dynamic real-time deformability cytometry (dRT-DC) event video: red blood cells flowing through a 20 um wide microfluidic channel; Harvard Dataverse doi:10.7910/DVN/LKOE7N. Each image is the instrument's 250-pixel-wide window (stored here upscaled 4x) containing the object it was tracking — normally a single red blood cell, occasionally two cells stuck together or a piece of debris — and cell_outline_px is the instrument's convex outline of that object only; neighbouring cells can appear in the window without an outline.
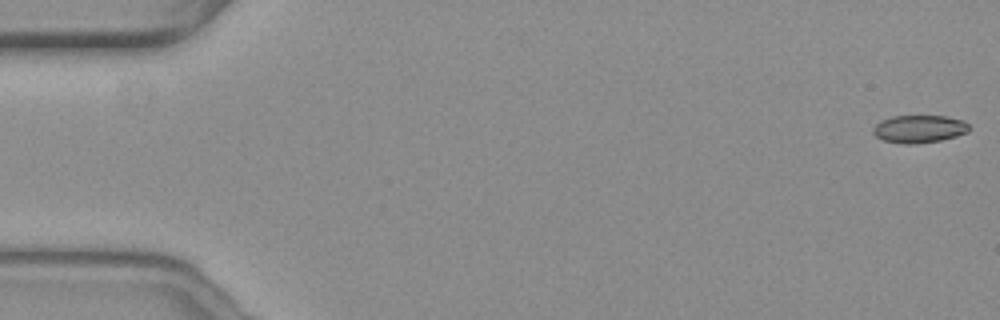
{"species": "common noctule bat (a hibernating species)", "species_latin": "Nyctalus noctula", "temperature_condition": "warm", "stored_images_in_passage": 49, "camera_frame_rate_fps": 3000, "um_per_image_px": 0.085, "animal": {"sex": "female", "body_mass_g": 19.3, "forearm_length_mm": 54.1}, "frame": {"image": 1, "passage_image": 1, "time_ms": 0.0, "image_size_px": [1000, 320], "cell_outline_px": [[968, 132], [956, 136], [940, 140], [912, 144], [908, 144], [884, 140], [876, 136], [872, 132], [872, 128], [880, 120], [892, 116], [944, 116], [964, 120], [968, 124]], "centroid_in_image_um": [78.11, 10.95], "position_along_channel_um": 6.9, "area_um2": 15.37}}
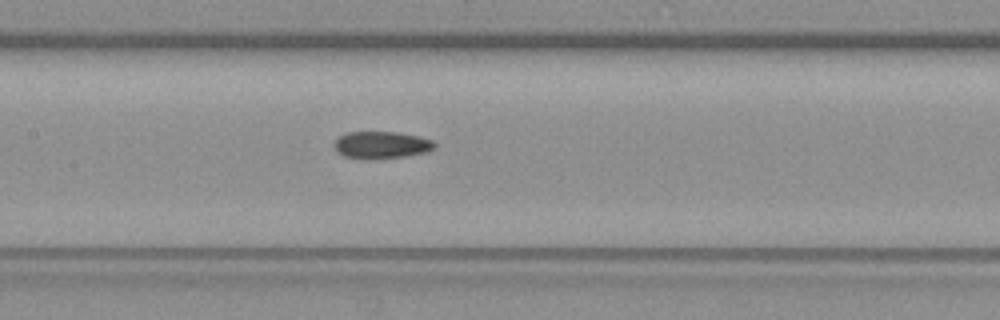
{"frame": {"image": 2, "passage_image": 27, "time_ms": 8.667, "image_size_px": [1000, 320], "cell_outline_px": [[436, 148], [424, 152], [404, 156], [344, 156], [336, 148], [336, 136], [348, 132], [396, 132], [416, 136], [432, 140], [436, 144]], "centroid_in_image_um": [32.46, 12.26], "position_along_channel_um": 174.9, "area_um2": 14.85}}
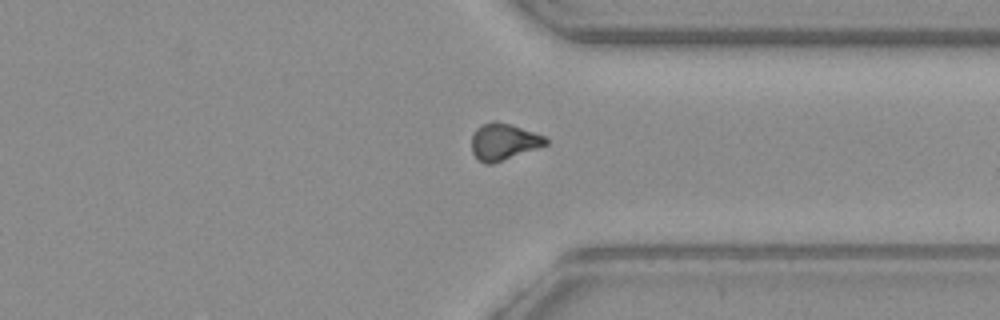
{"frame": {"image": 3, "passage_image": 43, "time_ms": 14.0, "image_size_px": [1000, 320], "cell_outline_px": [[548, 144], [492, 164], [484, 164], [472, 152], [472, 136], [476, 128], [480, 124], [492, 120], [496, 120], [512, 124], [544, 136], [548, 140]], "centroid_in_image_um": [42.79, 12.02], "position_along_channel_um": 368.6, "area_um2": 15.84}}